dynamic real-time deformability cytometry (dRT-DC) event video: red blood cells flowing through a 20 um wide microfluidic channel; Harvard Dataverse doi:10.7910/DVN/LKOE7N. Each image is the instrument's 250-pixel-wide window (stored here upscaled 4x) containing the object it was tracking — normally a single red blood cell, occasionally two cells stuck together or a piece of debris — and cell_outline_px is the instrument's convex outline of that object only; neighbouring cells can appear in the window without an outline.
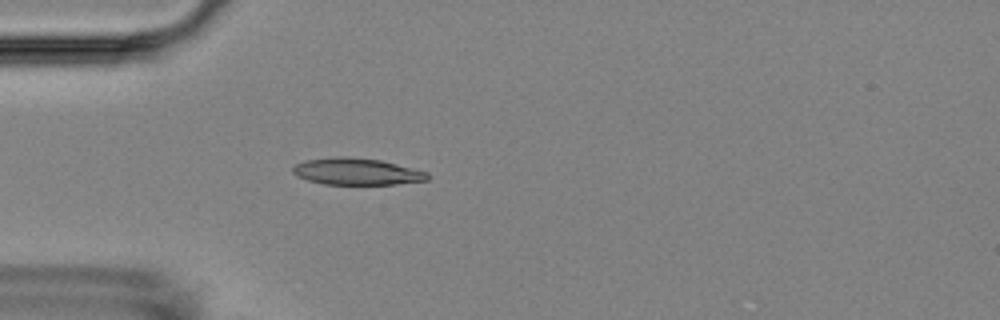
{"species": "Egyptian fruit bat (a non-hibernating species)", "species_latin": "Rousettus aegyptiacus", "temperature_condition": "room temperature", "stored_images_in_passage": 3, "camera_frame_rate_fps": 3000, "um_per_image_px": 0.085, "animal": {"sex": "female"}, "frame": {"image": 1, "passage_image": 3, "time_ms": 4.0, "image_size_px": [1000, 320], "cell_outline_px": [[428, 180], [396, 184], [324, 184], [308, 180], [296, 176], [292, 172], [292, 168], [296, 164], [304, 160], [336, 156], [344, 156], [380, 160], [428, 172]], "centroid_in_image_um": [30.28, 14.58], "position_along_channel_um": 54.7, "area_um2": 20.92}}